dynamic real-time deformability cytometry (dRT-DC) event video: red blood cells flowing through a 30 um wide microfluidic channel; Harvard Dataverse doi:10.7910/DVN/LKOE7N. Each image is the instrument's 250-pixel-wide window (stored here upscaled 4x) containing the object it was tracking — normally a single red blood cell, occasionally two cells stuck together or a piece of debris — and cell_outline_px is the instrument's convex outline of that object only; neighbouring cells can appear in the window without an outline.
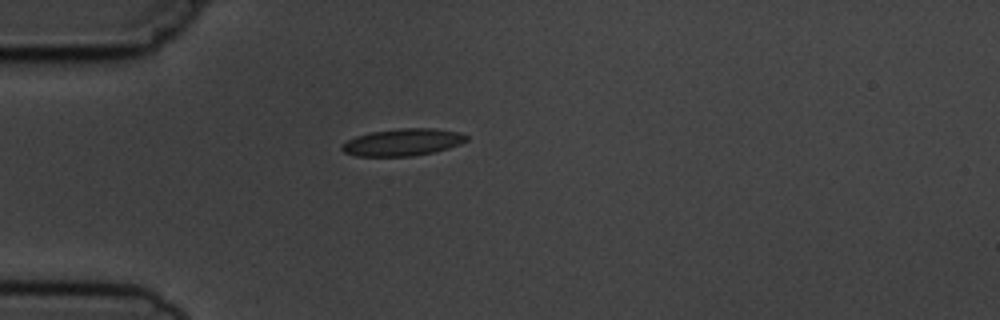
{"species": "common noctule bat (a hibernating species)", "species_latin": "Nyctalus noctula", "temperature_condition": "cold", "stored_images_in_passage": 1, "camera_frame_rate_fps": 3000, "um_per_image_px": 0.085, "animal": {"sex": "male", "body_mass_g": 19.5, "forearm_length_mm": 54.6}, "frame": {"image": 1, "passage_image": 1, "time_ms": 0.0, "image_size_px": [1000, 320], "cell_outline_px": [[468, 140], [460, 144], [448, 148], [432, 152], [412, 156], [356, 156], [344, 152], [340, 148], [348, 140], [356, 136], [372, 132], [400, 128], [432, 128], [460, 132], [468, 136]], "centroid_in_image_um": [34.25, 12.09], "position_along_channel_um": 50.7, "area_um2": 19.54}}